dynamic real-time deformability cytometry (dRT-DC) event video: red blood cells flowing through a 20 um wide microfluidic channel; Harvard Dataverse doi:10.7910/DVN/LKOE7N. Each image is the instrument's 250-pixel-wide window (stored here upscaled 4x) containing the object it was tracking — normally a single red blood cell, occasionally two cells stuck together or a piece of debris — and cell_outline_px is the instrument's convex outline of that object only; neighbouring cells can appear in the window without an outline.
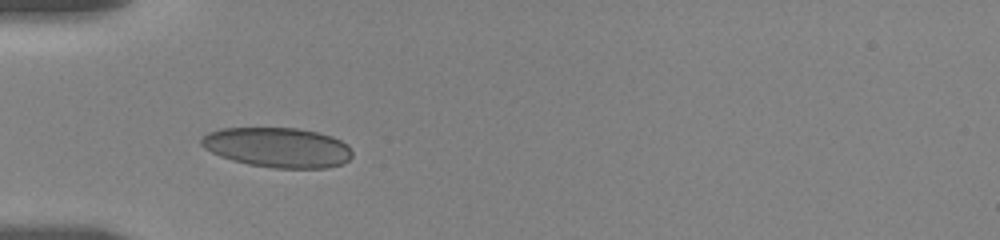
{"species": "human", "species_latin": "Homo sapiens", "temperature_condition": "room temperature", "stored_images_in_passage": 45, "camera_frame_rate_fps": 3000, "um_per_image_px": 0.085, "donor": {"sex": "female"}, "frame": {"image": 1, "passage_image": 1, "time_ms": 0.0, "image_size_px": [1000, 240], "cell_outline_px": [[352, 156], [344, 164], [328, 168], [272, 168], [248, 164], [232, 160], [220, 156], [204, 148], [200, 144], [200, 140], [208, 132], [220, 128], [296, 128], [320, 132], [332, 136], [348, 144], [352, 152]], "centroid_in_image_um": [23.62, 12.53], "position_along_channel_um": 61.4, "area_um2": 35.37}}
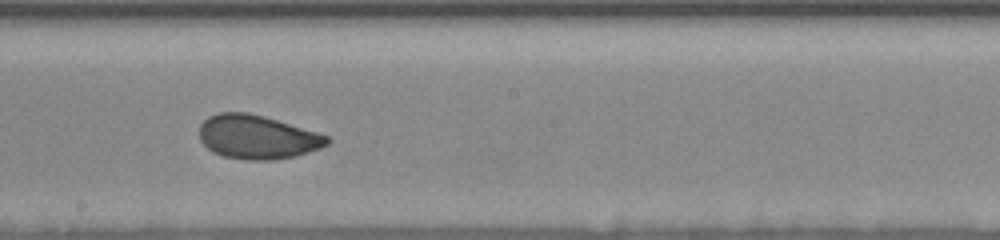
{"frame": {"image": 2, "passage_image": 23, "time_ms": 4.667, "image_size_px": [1000, 240], "cell_outline_px": [[332, 140], [328, 144], [320, 148], [296, 156], [272, 160], [244, 160], [224, 156], [212, 152], [200, 140], [200, 124], [208, 116], [220, 112], [248, 112], [264, 116], [316, 132], [328, 136]], "centroid_in_image_um": [21.86, 11.65], "position_along_channel_um": 226.3, "area_um2": 32.66}}
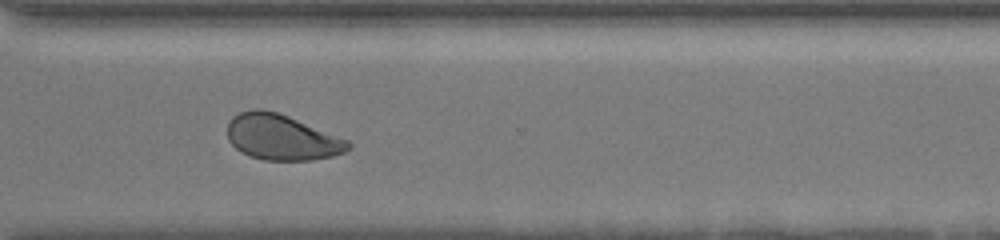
{"frame": {"image": 3, "passage_image": 44, "time_ms": 8.0, "image_size_px": [1000, 240], "cell_outline_px": [[352, 148], [344, 152], [332, 156], [312, 160], [264, 160], [240, 152], [228, 140], [228, 120], [232, 116], [240, 112], [252, 108], [260, 108], [276, 112], [288, 116], [348, 140], [352, 144]], "centroid_in_image_um": [23.93, 11.66], "position_along_channel_um": 346.7, "area_um2": 32.08}}